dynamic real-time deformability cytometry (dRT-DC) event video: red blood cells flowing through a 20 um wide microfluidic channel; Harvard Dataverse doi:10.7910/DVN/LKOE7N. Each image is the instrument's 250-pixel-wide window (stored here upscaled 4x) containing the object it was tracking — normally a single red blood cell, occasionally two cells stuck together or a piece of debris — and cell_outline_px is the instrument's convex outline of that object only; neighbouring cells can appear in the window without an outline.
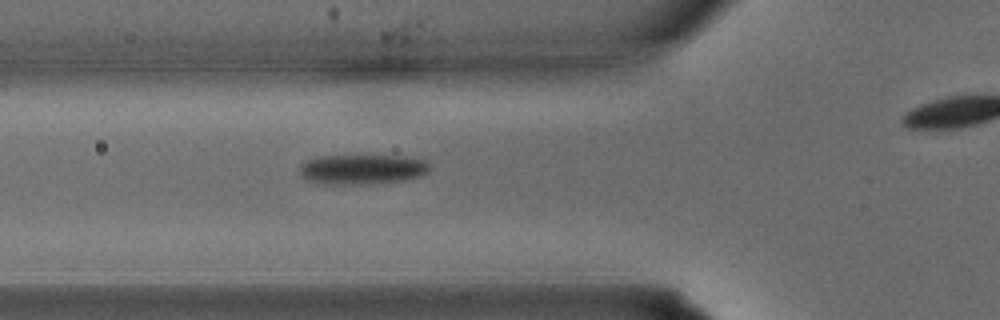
{"species": "common noctule bat (a hibernating species)", "species_latin": "Nyctalus noctula", "temperature_condition": "warm", "stored_images_in_passage": 18, "camera_frame_rate_fps": 3000, "um_per_image_px": 0.085, "animal": {"sex": "male", "body_mass_g": 15.6}, "frame": {"image": 1, "passage_image": 2, "time_ms": 0.333, "image_size_px": [1000, 320], "cell_outline_px": [[432, 168], [428, 172], [420, 176], [404, 180], [356, 184], [324, 184], [304, 180], [300, 172], [300, 164], [304, 160], [320, 156], [404, 156], [428, 160]], "centroid_in_image_um": [30.79, 14.38], "position_along_channel_um": 95.0, "area_um2": 22.83}}
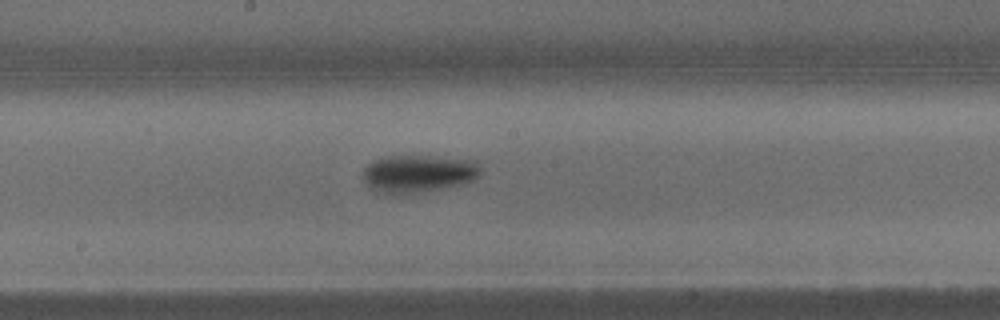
{"frame": {"image": 2, "passage_image": 8, "time_ms": 2.333, "image_size_px": [1000, 320], "cell_outline_px": [[480, 172], [472, 180], [460, 184], [440, 188], [416, 192], [380, 192], [372, 188], [360, 176], [364, 168], [372, 160], [388, 156], [436, 156], [480, 160]], "centroid_in_image_um": [35.57, 14.7], "position_along_channel_um": 212.6, "area_um2": 25.43}}
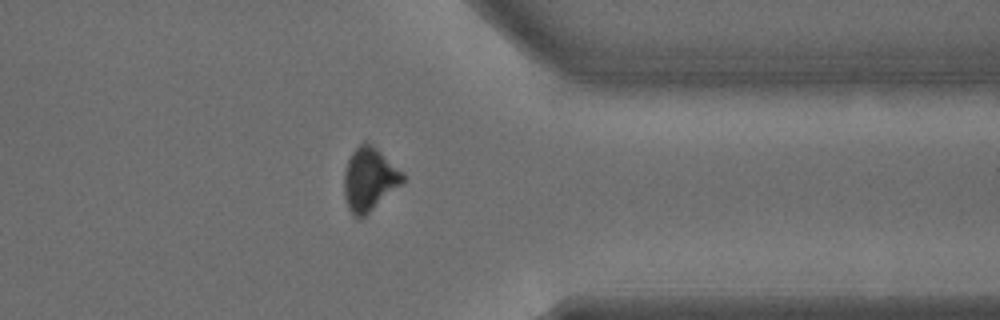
{"frame": {"image": 3, "passage_image": 17, "time_ms": 5.333, "image_size_px": [1000, 320], "cell_outline_px": [[404, 180], [400, 184], [360, 220], [356, 220], [348, 208], [344, 196], [344, 172], [348, 160], [352, 152], [364, 140], [372, 144], [404, 172]], "centroid_in_image_um": [31.37, 15.23], "position_along_channel_um": 380.0, "area_um2": 21.5}}